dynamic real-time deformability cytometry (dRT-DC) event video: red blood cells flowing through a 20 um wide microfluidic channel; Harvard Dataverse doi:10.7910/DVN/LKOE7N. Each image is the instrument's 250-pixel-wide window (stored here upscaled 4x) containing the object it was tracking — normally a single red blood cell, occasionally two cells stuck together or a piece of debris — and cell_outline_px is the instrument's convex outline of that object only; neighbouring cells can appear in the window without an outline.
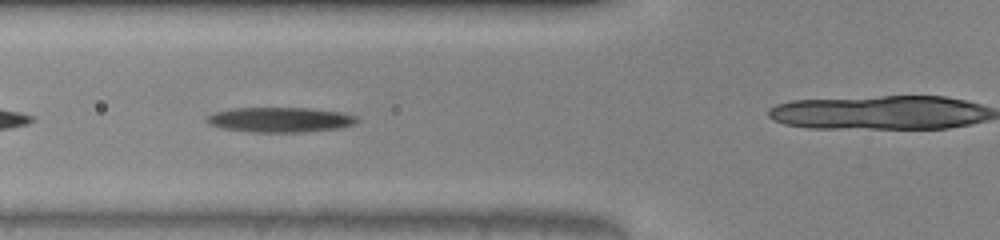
{"species": "common noctule bat (a hibernating species)", "species_latin": "Nyctalus noctula", "temperature_condition": "warm", "stored_images_in_passage": 53, "camera_frame_rate_fps": 3000, "um_per_image_px": 0.085, "animal": {"sex": "male", "body_mass_g": 20.0, "forearm_length_mm": 53.3}, "frame": {"image": 1, "passage_image": 20, "time_ms": 6.333, "image_size_px": [1000, 240], "cell_outline_px": [[360, 120], [356, 124], [340, 128], [300, 132], [252, 132], [220, 128], [208, 124], [204, 120], [208, 116], [216, 112], [232, 108], [308, 108], [340, 112], [356, 116]], "centroid_in_image_um": [23.8, 10.18], "position_along_channel_um": 102.0, "area_um2": 21.91}}
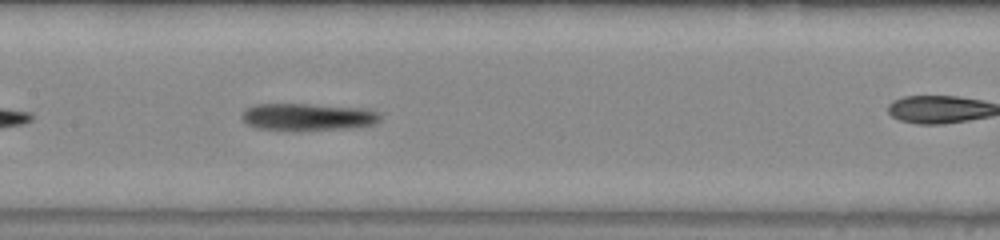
{"frame": {"image": 2, "passage_image": 26, "time_ms": 8.333, "image_size_px": [1000, 240], "cell_outline_px": [[380, 120], [372, 124], [352, 128], [256, 128], [248, 124], [240, 116], [244, 108], [252, 104], [308, 104], [368, 108], [376, 112], [380, 116]], "centroid_in_image_um": [26.14, 9.89], "position_along_channel_um": 181.3, "area_um2": 21.21}}
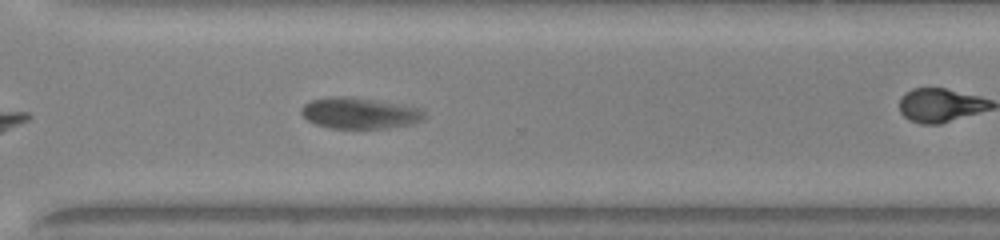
{"frame": {"image": 3, "passage_image": 38, "time_ms": 12.333, "image_size_px": [1000, 240], "cell_outline_px": [[424, 120], [412, 124], [392, 128], [328, 128], [316, 124], [308, 120], [300, 112], [300, 108], [304, 104], [312, 100], [328, 96], [352, 96], [424, 108]], "centroid_in_image_um": [30.59, 9.61], "position_along_channel_um": 340.0, "area_um2": 22.66}}